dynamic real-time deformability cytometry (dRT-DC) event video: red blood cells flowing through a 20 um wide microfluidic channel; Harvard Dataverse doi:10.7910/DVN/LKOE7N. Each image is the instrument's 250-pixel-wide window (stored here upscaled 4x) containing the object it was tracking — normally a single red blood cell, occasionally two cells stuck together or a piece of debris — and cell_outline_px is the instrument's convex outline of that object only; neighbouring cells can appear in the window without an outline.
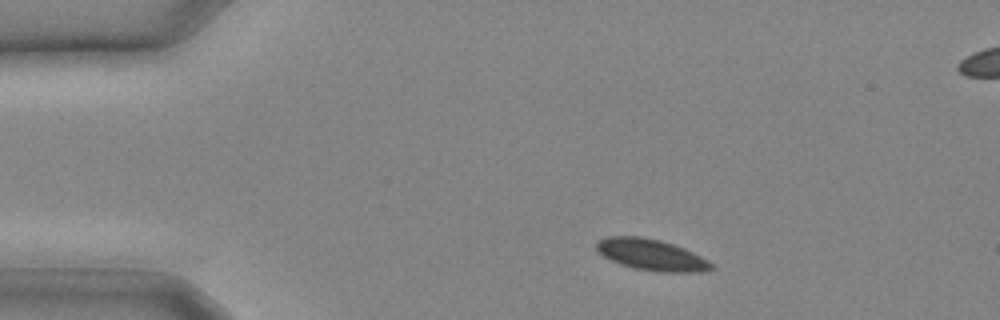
{"species": "common noctule bat (a hibernating species)", "species_latin": "Nyctalus noctula", "temperature_condition": "cold", "stored_images_in_passage": 15, "camera_frame_rate_fps": 3000, "um_per_image_px": 0.085, "animal": {"sex": "male", "body_mass_g": 20.4}, "frame": {"image": 1, "passage_image": 3, "time_ms": 0.667, "image_size_px": [1000, 320], "cell_outline_px": [[716, 268], [700, 272], [660, 272], [636, 268], [612, 260], [604, 256], [596, 248], [596, 240], [608, 236], [640, 236], [660, 240], [684, 248], [708, 260]], "centroid_in_image_um": [55.38, 21.65], "position_along_channel_um": 29.6, "area_um2": 20.69}}
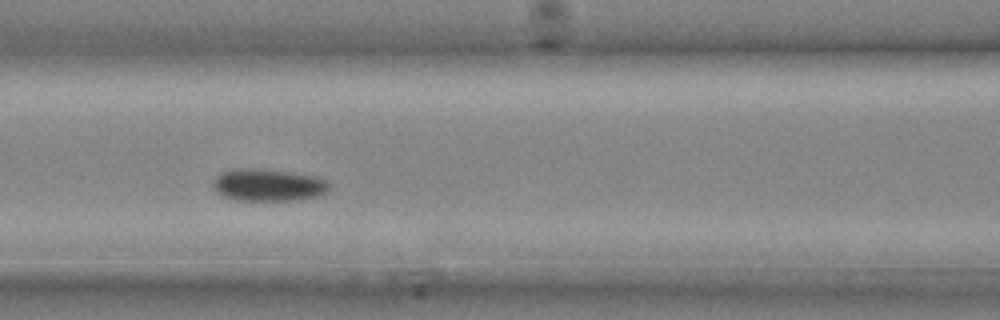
{"frame": {"image": 2, "passage_image": 10, "time_ms": 3.0, "image_size_px": [1000, 320], "cell_outline_px": [[328, 192], [320, 196], [300, 200], [236, 200], [224, 196], [216, 192], [212, 184], [216, 176], [220, 172], [232, 168], [260, 168], [292, 172], [312, 176], [328, 180]], "centroid_in_image_um": [22.79, 15.72], "position_along_channel_um": 143.8, "area_um2": 22.14}}
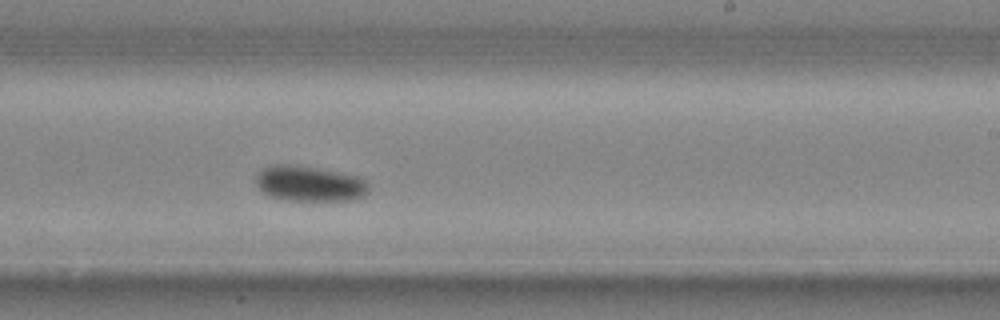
{"frame": {"image": 3, "passage_image": 15, "time_ms": 4.667, "image_size_px": [1000, 320], "cell_outline_px": [[364, 192], [360, 196], [352, 200], [284, 200], [268, 196], [256, 184], [256, 176], [264, 168], [272, 164], [288, 164], [316, 168], [356, 176], [364, 180]], "centroid_in_image_um": [26.19, 15.61], "position_along_channel_um": 262.8, "area_um2": 22.6}}